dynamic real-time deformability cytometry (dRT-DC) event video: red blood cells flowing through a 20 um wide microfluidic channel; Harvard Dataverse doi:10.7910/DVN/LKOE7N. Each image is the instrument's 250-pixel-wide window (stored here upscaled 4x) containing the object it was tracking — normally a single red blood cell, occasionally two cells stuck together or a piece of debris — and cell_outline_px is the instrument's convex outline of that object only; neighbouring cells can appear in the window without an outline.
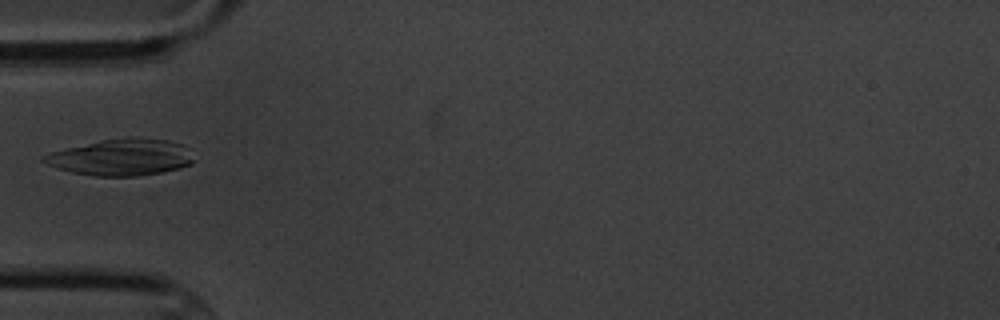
{"species": "common noctule bat (a hibernating species)", "species_latin": "Nyctalus noctula", "temperature_condition": "cold", "stored_images_in_passage": 6, "camera_frame_rate_fps": 3000, "um_per_image_px": 0.085, "animal": {"sex": "male", "body_mass_g": 20.1, "forearm_length_mm": 53.5}, "frame": {"image": 1, "passage_image": 6, "time_ms": 6.0, "image_size_px": [1000, 320], "cell_outline_px": [[192, 160], [188, 164], [180, 168], [160, 172], [136, 176], [96, 176], [72, 172], [56, 168], [40, 160], [40, 156], [52, 152], [68, 148], [104, 140], [168, 140], [192, 148]], "centroid_in_image_um": [10.29, 13.41], "position_along_channel_um": 74.7, "area_um2": 30.81}}